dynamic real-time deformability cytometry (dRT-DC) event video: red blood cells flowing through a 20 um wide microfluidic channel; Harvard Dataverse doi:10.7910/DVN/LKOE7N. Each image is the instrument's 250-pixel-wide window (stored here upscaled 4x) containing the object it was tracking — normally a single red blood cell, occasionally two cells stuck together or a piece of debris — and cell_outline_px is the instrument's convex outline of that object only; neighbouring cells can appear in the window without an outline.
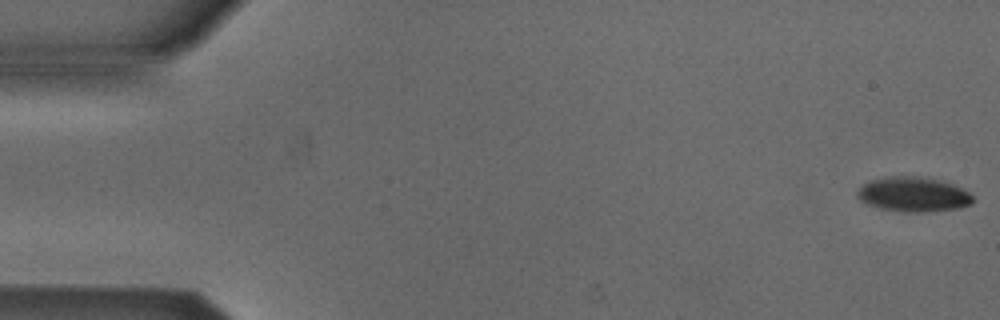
{"species": "Egyptian fruit bat (a non-hibernating species)", "species_latin": "Rousettus aegyptiacus", "temperature_condition": "cold", "stored_images_in_passage": 5, "camera_frame_rate_fps": 3000, "um_per_image_px": 0.085, "animal": {"sex": "male"}, "frame": {"image": 1, "passage_image": 1, "time_ms": 0.0, "image_size_px": [1000, 320], "cell_outline_px": [[976, 200], [972, 204], [960, 208], [920, 212], [904, 212], [880, 208], [868, 204], [860, 200], [856, 196], [856, 192], [868, 180], [888, 176], [916, 176], [940, 180], [952, 184], [968, 192]], "centroid_in_image_um": [77.63, 16.52], "position_along_channel_um": 7.4, "area_um2": 23.41}}